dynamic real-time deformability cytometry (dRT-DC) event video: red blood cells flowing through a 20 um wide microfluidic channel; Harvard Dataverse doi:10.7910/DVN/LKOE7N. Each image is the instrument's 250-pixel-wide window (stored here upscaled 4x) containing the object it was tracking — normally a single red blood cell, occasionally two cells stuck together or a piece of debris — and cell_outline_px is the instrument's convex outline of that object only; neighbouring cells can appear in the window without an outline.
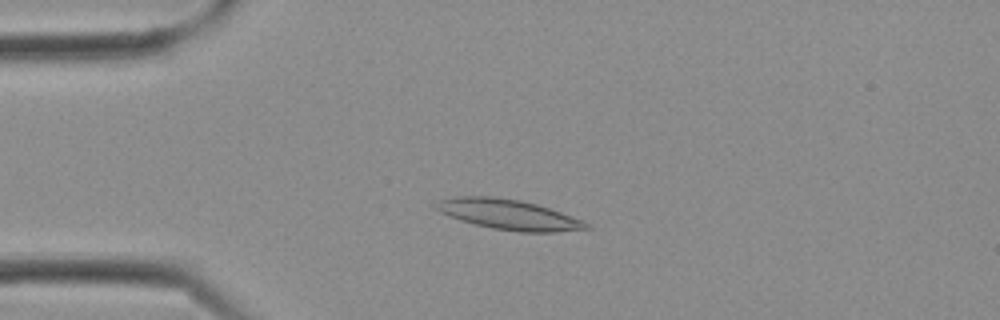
{"species": "Egyptian fruit bat (a non-hibernating species)", "species_latin": "Rousettus aegyptiacus", "temperature_condition": "cold", "stored_images_in_passage": 12, "camera_frame_rate_fps": 3000, "um_per_image_px": 0.085, "frame": {"image": 1, "passage_image": 7, "time_ms": 2.0, "image_size_px": [1000, 320], "cell_outline_px": [[592, 228], [556, 232], [520, 232], [492, 228], [460, 220], [440, 212], [432, 208], [432, 204], [440, 200], [452, 196], [496, 196], [520, 200], [536, 204], [560, 212], [580, 220], [588, 224]], "centroid_in_image_um": [43.15, 18.22], "position_along_channel_um": 41.8, "area_um2": 26.36}}
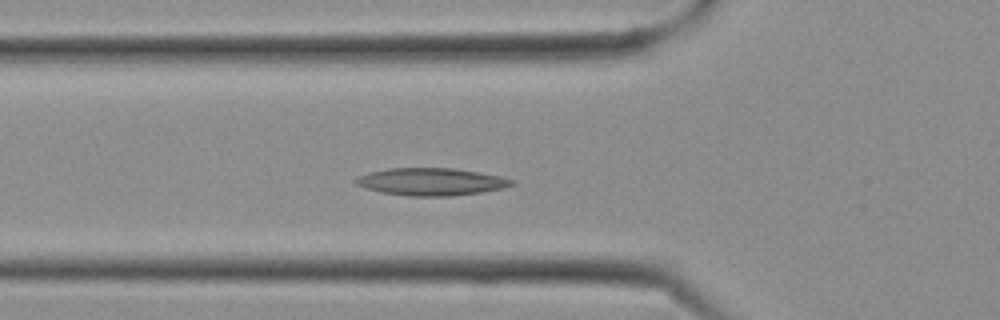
{"frame": {"image": 2, "passage_image": 10, "time_ms": 3.0, "image_size_px": [1000, 320], "cell_outline_px": [[516, 184], [504, 188], [480, 192], [452, 196], [408, 196], [380, 192], [364, 188], [356, 184], [352, 180], [360, 176], [372, 172], [388, 168], [456, 168], [480, 172], [500, 176], [512, 180]], "centroid_in_image_um": [36.65, 15.45], "position_along_channel_um": 89.1, "area_um2": 24.97}}
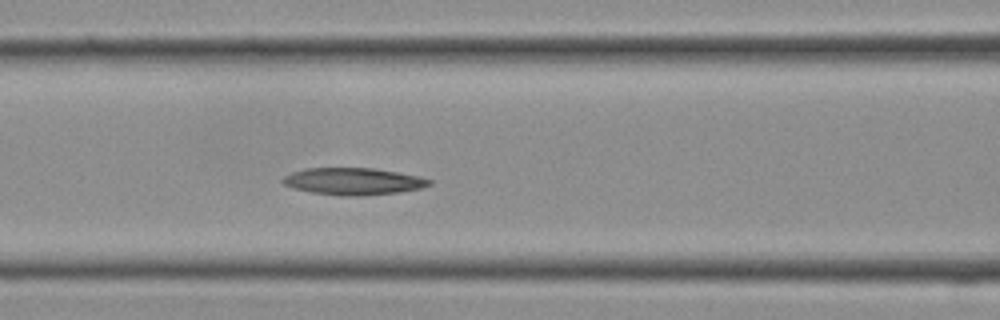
{"frame": {"image": 3, "passage_image": 12, "time_ms": 3.667, "image_size_px": [1000, 320], "cell_outline_px": [[432, 184], [420, 188], [400, 192], [356, 196], [348, 196], [312, 192], [292, 188], [284, 184], [280, 180], [284, 176], [292, 172], [304, 168], [376, 168], [420, 176], [432, 180]], "centroid_in_image_um": [30.03, 15.4], "position_along_channel_um": 136.6, "area_um2": 23.06}}